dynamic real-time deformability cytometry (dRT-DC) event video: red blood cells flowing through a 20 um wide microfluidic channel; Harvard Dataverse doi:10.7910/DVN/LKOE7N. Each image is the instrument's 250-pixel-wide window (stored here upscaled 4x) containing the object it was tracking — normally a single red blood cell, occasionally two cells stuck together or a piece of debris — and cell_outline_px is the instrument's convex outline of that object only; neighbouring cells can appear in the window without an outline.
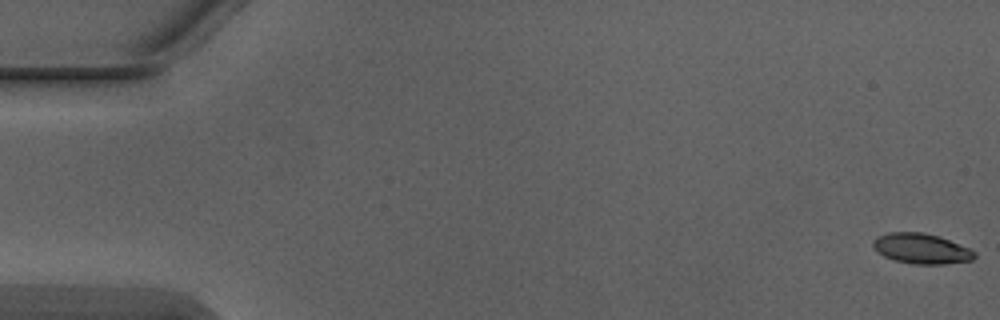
{"species": "Egyptian fruit bat (a non-hibernating species)", "species_latin": "Rousettus aegyptiacus", "temperature_condition": "warm", "stored_images_in_passage": 4, "camera_frame_rate_fps": 3000, "um_per_image_px": 0.085, "animal": {"sex": "male"}, "frame": {"image": 1, "passage_image": 1, "time_ms": 0.0, "image_size_px": [1000, 320], "cell_outline_px": [[976, 256], [972, 260], [944, 264], [912, 264], [896, 260], [884, 256], [872, 244], [872, 240], [876, 236], [888, 232], [924, 232], [940, 236], [968, 248], [976, 252]], "centroid_in_image_um": [78.32, 21.12], "position_along_channel_um": 6.7, "area_um2": 17.86}}
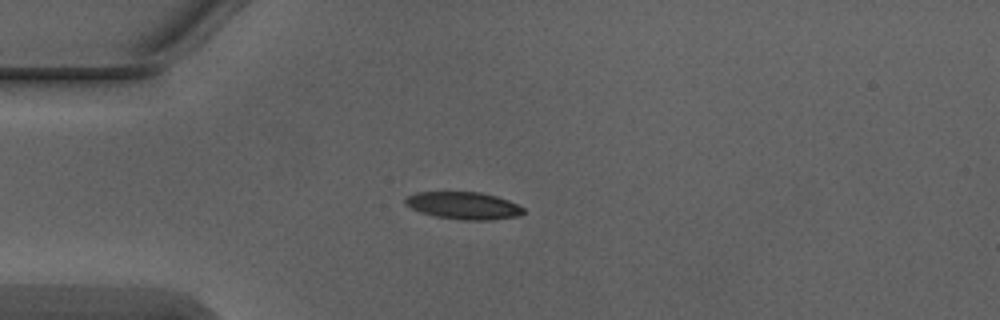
{"frame": {"image": 2, "passage_image": 4, "time_ms": 1.0, "image_size_px": [1000, 320], "cell_outline_px": [[524, 212], [516, 216], [492, 220], [460, 220], [436, 216], [420, 212], [404, 204], [404, 200], [408, 196], [416, 192], [480, 192], [496, 196], [508, 200], [524, 208]], "centroid_in_image_um": [39.38, 17.47], "position_along_channel_um": 45.6, "area_um2": 18.73}}